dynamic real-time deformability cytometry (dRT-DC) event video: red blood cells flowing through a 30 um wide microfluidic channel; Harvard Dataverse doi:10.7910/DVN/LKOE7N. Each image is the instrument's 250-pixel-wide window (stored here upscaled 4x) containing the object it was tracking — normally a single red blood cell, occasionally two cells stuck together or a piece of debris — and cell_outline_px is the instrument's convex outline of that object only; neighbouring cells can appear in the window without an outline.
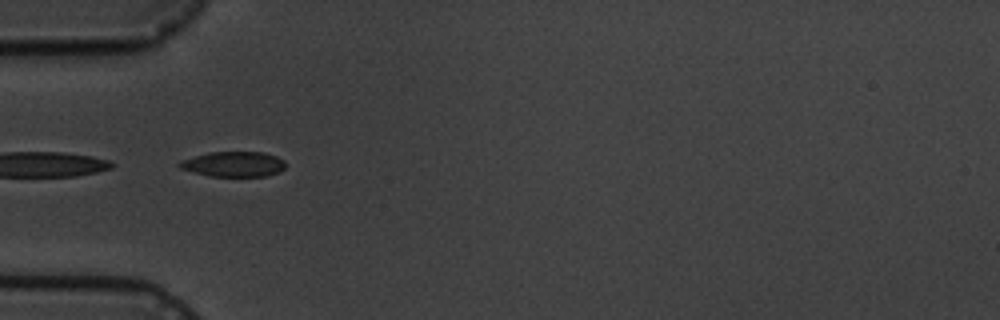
{"species": "common noctule bat (a hibernating species)", "species_latin": "Nyctalus noctula", "temperature_condition": "cold", "stored_images_in_passage": 5, "camera_frame_rate_fps": 3000, "um_per_image_px": 0.085, "animal": {"sex": "male", "body_mass_g": 19.5, "forearm_length_mm": 54.6}, "frame": {"image": 1, "passage_image": 4, "time_ms": 3.333, "image_size_px": [1000, 320], "cell_outline_px": [[284, 168], [280, 172], [264, 176], [208, 176], [180, 168], [176, 164], [180, 160], [208, 152], [260, 152], [276, 156], [284, 160]], "centroid_in_image_um": [19.82, 13.95], "position_along_channel_um": 65.2, "area_um2": 15.55}}